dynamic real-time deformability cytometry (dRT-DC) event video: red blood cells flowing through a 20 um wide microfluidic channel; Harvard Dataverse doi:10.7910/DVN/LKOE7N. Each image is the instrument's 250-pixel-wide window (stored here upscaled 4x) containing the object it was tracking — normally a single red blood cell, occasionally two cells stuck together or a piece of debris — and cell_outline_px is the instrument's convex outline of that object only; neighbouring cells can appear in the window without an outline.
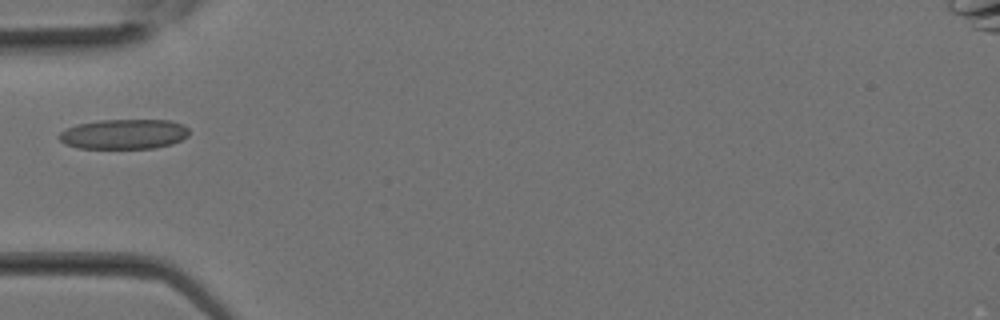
{"species": "Egyptian fruit bat (a non-hibernating species)", "species_latin": "Rousettus aegyptiacus", "temperature_condition": "room temperature", "stored_images_in_passage": 2, "camera_frame_rate_fps": 3000, "um_per_image_px": 0.085, "animal": {"sex": "female"}, "frame": {"image": 1, "passage_image": 1, "time_ms": 0.0, "image_size_px": [1000, 320], "cell_outline_px": [[188, 136], [172, 144], [152, 148], [80, 148], [64, 144], [56, 136], [60, 132], [76, 124], [100, 120], [172, 120], [184, 124], [188, 128]], "centroid_in_image_um": [10.53, 11.39], "position_along_channel_um": 74.5, "area_um2": 22.77}}